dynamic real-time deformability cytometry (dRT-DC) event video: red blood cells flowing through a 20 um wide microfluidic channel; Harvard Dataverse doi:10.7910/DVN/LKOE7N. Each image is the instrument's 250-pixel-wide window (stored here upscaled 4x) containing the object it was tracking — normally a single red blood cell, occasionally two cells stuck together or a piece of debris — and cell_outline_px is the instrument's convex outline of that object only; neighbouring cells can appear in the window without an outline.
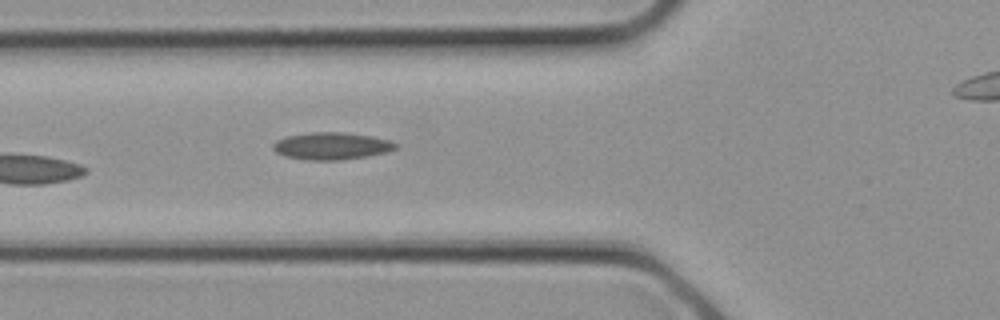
{"species": "common noctule bat (a hibernating species)", "species_latin": "Nyctalus noctula", "temperature_condition": "cold", "stored_images_in_passage": 11, "camera_frame_rate_fps": 3000, "um_per_image_px": 0.085, "animal": {"sex": "female", "body_mass_g": 21.9}, "frame": {"image": 1, "passage_image": 11, "time_ms": 3.333, "image_size_px": [1000, 320], "cell_outline_px": [[396, 148], [388, 152], [368, 156], [340, 160], [304, 160], [284, 156], [276, 152], [272, 148], [272, 144], [276, 140], [284, 136], [312, 132], [340, 132], [372, 136], [388, 140], [396, 144]], "centroid_in_image_um": [28.13, 12.41], "position_along_channel_um": 97.7, "area_um2": 19.54}}